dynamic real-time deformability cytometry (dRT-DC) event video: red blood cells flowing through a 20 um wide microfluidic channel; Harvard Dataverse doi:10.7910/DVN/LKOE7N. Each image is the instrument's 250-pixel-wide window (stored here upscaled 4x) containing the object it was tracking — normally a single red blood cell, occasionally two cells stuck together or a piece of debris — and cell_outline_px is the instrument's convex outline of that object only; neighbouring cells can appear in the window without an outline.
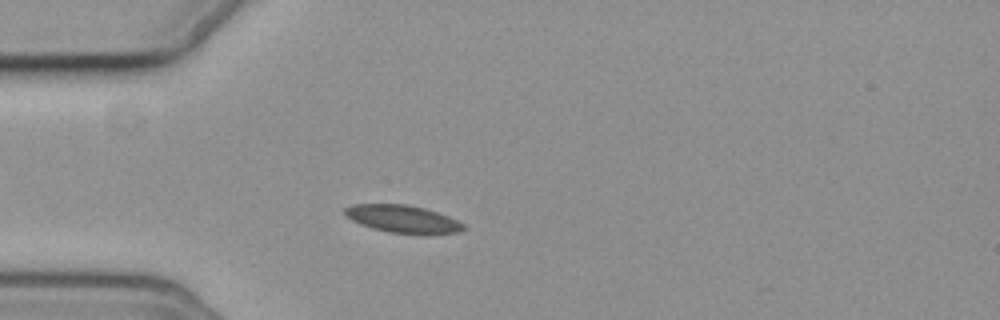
{"species": "common noctule bat (a hibernating species)", "species_latin": "Nyctalus noctula", "temperature_condition": "cold", "stored_images_in_passage": 49, "camera_frame_rate_fps": 3000, "um_per_image_px": 0.085, "animal": {"sex": "female", "body_mass_g": 19.3, "forearm_length_mm": 54.1}, "frame": {"image": 1, "passage_image": 8, "time_ms": 2.333, "image_size_px": [1000, 320], "cell_outline_px": [[468, 228], [460, 232], [424, 236], [388, 232], [372, 228], [360, 224], [344, 216], [344, 208], [352, 204], [408, 204], [424, 208], [448, 216], [464, 224]], "centroid_in_image_um": [34.27, 18.64], "position_along_channel_um": 50.7, "area_um2": 19.65}}
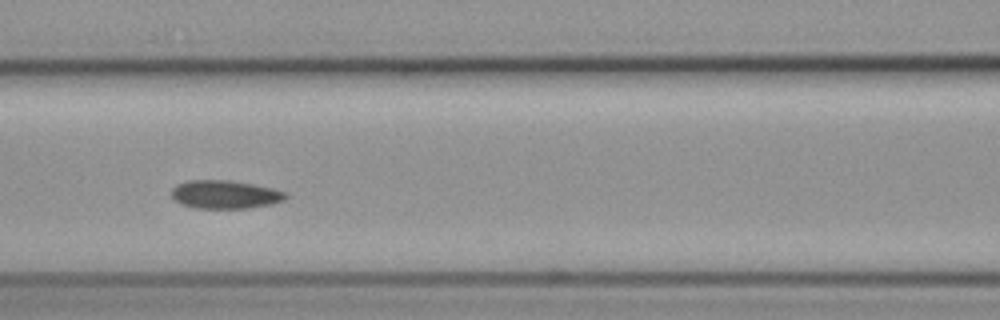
{"frame": {"image": 2, "passage_image": 17, "time_ms": 5.333, "image_size_px": [1000, 320], "cell_outline_px": [[288, 196], [284, 200], [272, 204], [248, 208], [196, 208], [180, 204], [172, 196], [172, 188], [176, 184], [188, 180], [228, 180], [252, 184], [272, 188], [288, 192]], "centroid_in_image_um": [19.14, 16.53], "position_along_channel_um": 147.5, "area_um2": 18.9}}
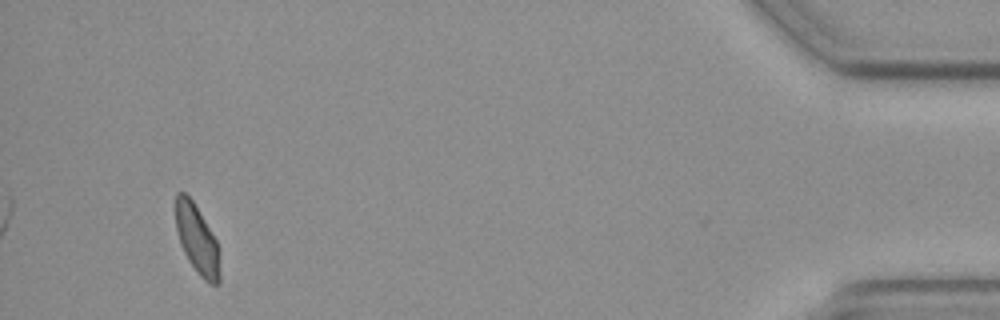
{"frame": {"image": 3, "passage_image": 46, "time_ms": 15.0, "image_size_px": [1000, 320], "cell_outline_px": [[220, 284], [212, 284], [204, 280], [200, 276], [188, 260], [180, 244], [176, 228], [176, 192], [184, 192], [192, 200], [216, 240], [220, 272]], "centroid_in_image_um": [16.74, 20.37], "position_along_channel_um": 418.5, "area_um2": 17.4}}